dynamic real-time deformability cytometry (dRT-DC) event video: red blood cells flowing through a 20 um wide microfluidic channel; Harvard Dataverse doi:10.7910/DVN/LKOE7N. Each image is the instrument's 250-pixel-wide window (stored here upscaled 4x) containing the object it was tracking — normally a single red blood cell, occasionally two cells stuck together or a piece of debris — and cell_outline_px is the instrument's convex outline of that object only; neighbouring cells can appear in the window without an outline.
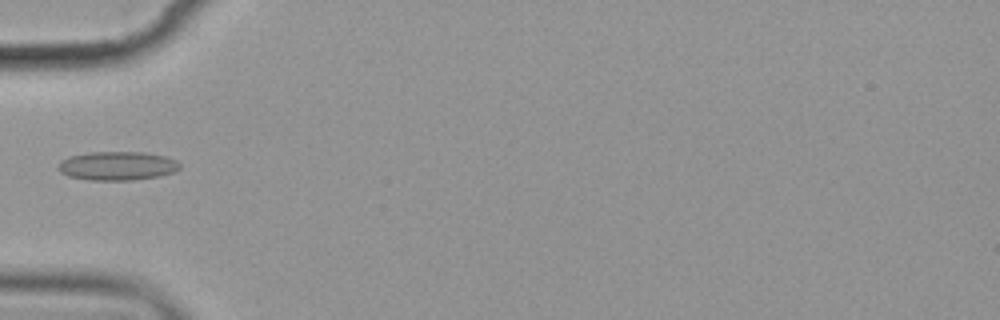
{"species": "common noctule bat (a hibernating species)", "species_latin": "Nyctalus noctula", "temperature_condition": "cold", "stored_images_in_passage": 5, "camera_frame_rate_fps": 3000, "um_per_image_px": 0.085, "animal": {"sex": "female", "body_mass_g": 19.9}, "frame": {"image": 1, "passage_image": 5, "time_ms": 4.667, "image_size_px": [1000, 320], "cell_outline_px": [[180, 168], [172, 172], [160, 176], [132, 180], [92, 180], [68, 176], [60, 172], [56, 168], [56, 164], [60, 160], [68, 156], [92, 152], [144, 152], [164, 156], [176, 160], [180, 164]], "centroid_in_image_um": [9.92, 14.09], "position_along_channel_um": 75.1, "area_um2": 20.52}}